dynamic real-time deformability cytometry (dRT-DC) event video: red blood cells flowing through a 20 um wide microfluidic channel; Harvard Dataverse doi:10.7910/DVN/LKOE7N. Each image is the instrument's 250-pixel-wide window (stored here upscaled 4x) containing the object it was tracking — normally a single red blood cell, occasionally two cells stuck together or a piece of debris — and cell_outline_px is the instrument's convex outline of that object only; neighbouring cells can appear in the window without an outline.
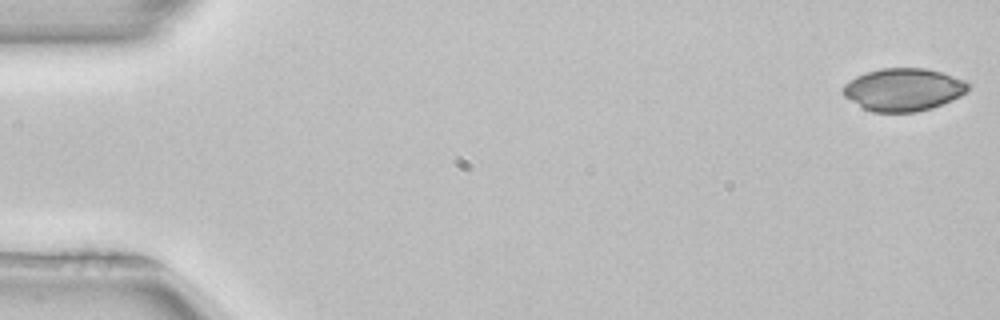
{"species": "common noctule bat (a hibernating species)", "species_latin": "Nyctalus noctula", "temperature_condition": "room temperature", "stored_images_in_passage": 52, "camera_frame_rate_fps": 3000, "um_per_image_px": 0.085, "animal": {"sex": "female", "body_mass_g": 22.7, "forearm_length_mm": 54.2}, "frame": {"image": 1, "passage_image": 1, "time_ms": 0.0, "image_size_px": [1000, 320], "cell_outline_px": [[972, 84], [968, 92], [944, 104], [932, 108], [916, 112], [872, 112], [864, 108], [844, 96], [844, 84], [856, 76], [880, 68], [924, 68], [940, 72], [964, 80]], "centroid_in_image_um": [76.84, 7.62], "position_along_channel_um": 8.2, "area_um2": 31.1}}
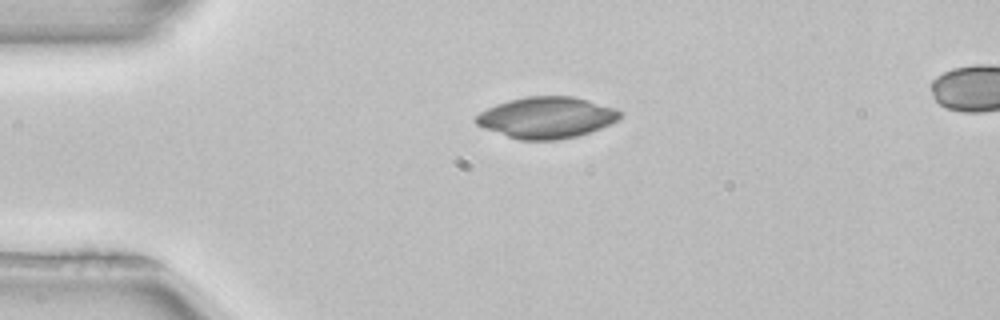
{"frame": {"image": 2, "passage_image": 12, "time_ms": 3.667, "image_size_px": [1000, 320], "cell_outline_px": [[620, 120], [592, 132], [576, 136], [556, 140], [520, 140], [484, 128], [476, 124], [476, 116], [480, 112], [496, 104], [508, 100], [528, 96], [572, 96], [588, 100], [616, 108], [620, 112]], "centroid_in_image_um": [46.49, 9.99], "position_along_channel_um": 38.5, "area_um2": 34.62}}